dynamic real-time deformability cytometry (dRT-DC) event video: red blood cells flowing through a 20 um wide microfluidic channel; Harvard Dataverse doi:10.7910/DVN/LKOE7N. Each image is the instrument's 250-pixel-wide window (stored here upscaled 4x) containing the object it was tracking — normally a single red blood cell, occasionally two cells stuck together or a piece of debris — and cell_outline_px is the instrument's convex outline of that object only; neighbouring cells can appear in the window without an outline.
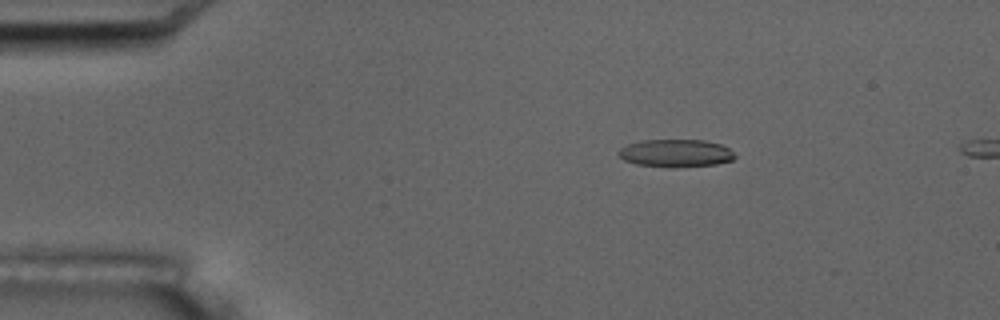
{"species": "common noctule bat (a hibernating species)", "species_latin": "Nyctalus noctula", "temperature_condition": "room temperature", "stored_images_in_passage": 5, "camera_frame_rate_fps": 3000, "um_per_image_px": 0.085, "animal": {"sex": "male", "body_mass_g": 17.5, "forearm_length_mm": 52.3}, "frame": {"image": 1, "passage_image": 3, "time_ms": 3.0, "image_size_px": [1000, 320], "cell_outline_px": [[736, 156], [732, 160], [716, 164], [668, 168], [636, 164], [624, 160], [616, 152], [620, 148], [628, 144], [640, 140], [704, 140], [720, 144], [728, 148]], "centroid_in_image_um": [57.4, 13.02], "position_along_channel_um": 27.6, "area_um2": 18.84}}